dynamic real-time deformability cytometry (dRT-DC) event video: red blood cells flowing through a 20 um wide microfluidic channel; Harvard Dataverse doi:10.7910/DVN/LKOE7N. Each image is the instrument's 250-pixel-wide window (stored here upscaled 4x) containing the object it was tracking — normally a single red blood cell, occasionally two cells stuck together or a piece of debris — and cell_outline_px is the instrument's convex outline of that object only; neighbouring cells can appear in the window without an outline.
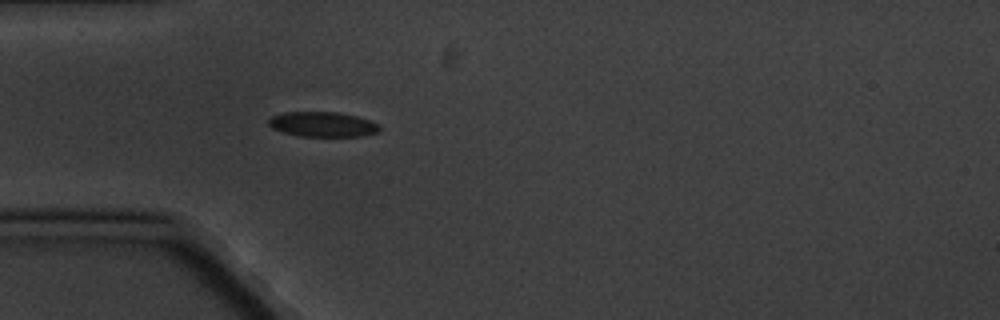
{"species": "common noctule bat (a hibernating species)", "species_latin": "Nyctalus noctula", "temperature_condition": "cold", "stored_images_in_passage": 4, "camera_frame_rate_fps": 3000, "um_per_image_px": 0.085, "animal": {"sex": "male", "body_mass_g": 20.1, "forearm_length_mm": 53.5}, "frame": {"image": 1, "passage_image": 4, "time_ms": 4.333, "image_size_px": [1000, 320], "cell_outline_px": [[380, 128], [376, 132], [364, 136], [300, 136], [284, 132], [272, 128], [268, 124], [268, 120], [272, 116], [284, 112], [336, 112], [356, 116], [380, 124]], "centroid_in_image_um": [27.42, 10.56], "position_along_channel_um": 57.6, "area_um2": 16.01}}